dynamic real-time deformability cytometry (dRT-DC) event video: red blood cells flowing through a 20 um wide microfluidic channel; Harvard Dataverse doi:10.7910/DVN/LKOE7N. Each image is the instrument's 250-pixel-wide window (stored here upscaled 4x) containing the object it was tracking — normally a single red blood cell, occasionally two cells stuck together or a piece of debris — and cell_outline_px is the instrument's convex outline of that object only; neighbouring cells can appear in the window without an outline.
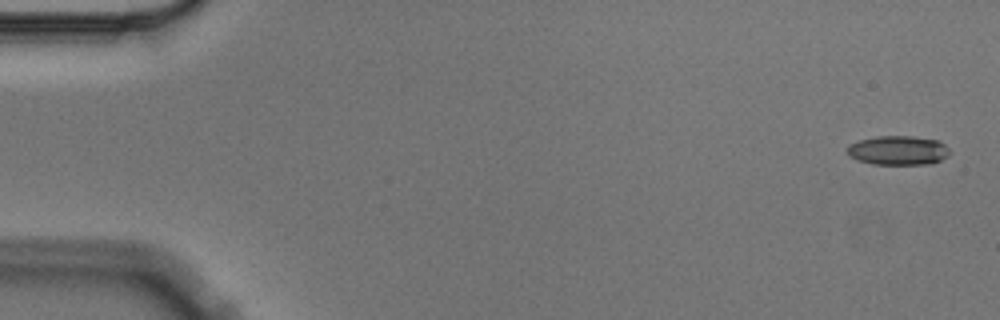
{"species": "Egyptian fruit bat (a non-hibernating species)", "species_latin": "Rousettus aegyptiacus", "temperature_condition": "cold", "stored_images_in_passage": 8, "camera_frame_rate_fps": 3000, "um_per_image_px": 0.085, "animal": {"sex": "male"}, "frame": {"image": 1, "passage_image": 1, "time_ms": 0.0, "image_size_px": [1000, 320], "cell_outline_px": [[948, 156], [932, 164], [872, 164], [848, 156], [848, 144], [860, 140], [876, 136], [912, 136], [940, 140], [948, 148]], "centroid_in_image_um": [76.35, 12.77], "position_along_channel_um": 8.6, "area_um2": 17.46}}
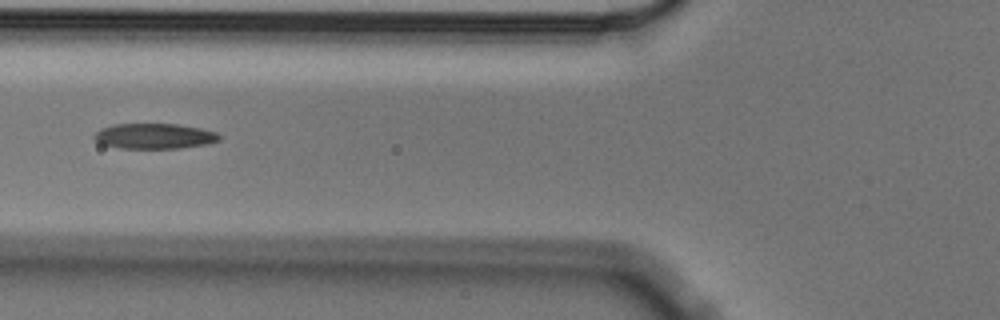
{"frame": {"image": 2, "passage_image": 6, "time_ms": 1.667, "image_size_px": [1000, 320], "cell_outline_px": [[220, 140], [208, 144], [180, 148], [120, 148], [100, 144], [92, 136], [100, 128], [112, 124], [176, 124], [200, 128], [216, 132], [220, 136]], "centroid_in_image_um": [13.1, 11.57], "position_along_channel_um": 112.7, "area_um2": 18.55}}
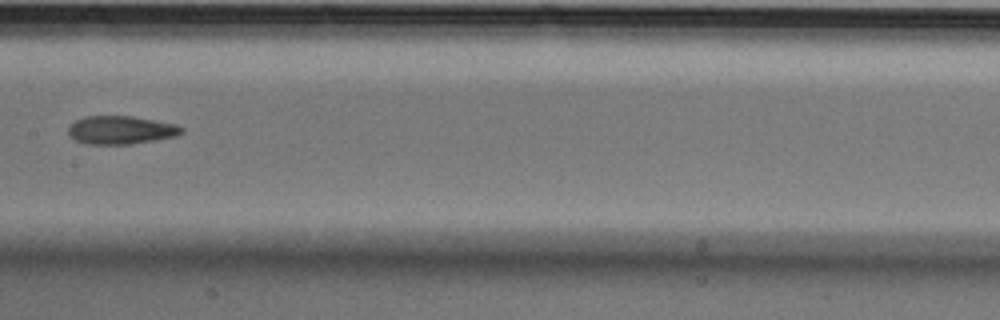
{"frame": {"image": 3, "passage_image": 8, "time_ms": 2.333, "image_size_px": [1000, 320], "cell_outline_px": [[184, 132], [176, 136], [132, 144], [88, 144], [76, 140], [68, 132], [68, 128], [76, 120], [84, 116], [132, 116], [172, 124], [184, 128]], "centroid_in_image_um": [10.27, 11.05], "position_along_channel_um": 197.1, "area_um2": 18.38}}